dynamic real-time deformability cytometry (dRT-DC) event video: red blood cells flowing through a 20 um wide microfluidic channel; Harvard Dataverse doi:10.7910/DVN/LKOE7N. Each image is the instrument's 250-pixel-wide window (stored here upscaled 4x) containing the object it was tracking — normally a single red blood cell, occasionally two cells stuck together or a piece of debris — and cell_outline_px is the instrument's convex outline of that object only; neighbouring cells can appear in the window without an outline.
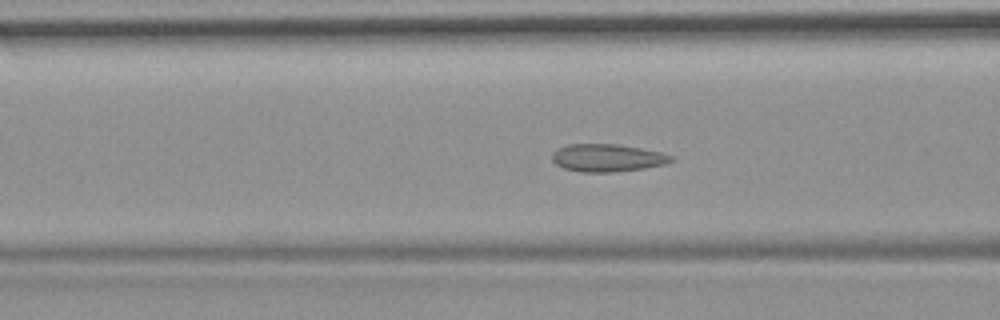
{"species": "common noctule bat (a hibernating species)", "species_latin": "Nyctalus noctula", "temperature_condition": "room temperature", "stored_images_in_passage": 55, "camera_frame_rate_fps": 3000, "um_per_image_px": 0.085, "animal": {"sex": "female", "body_mass_g": 19.9}, "frame": {"image": 1, "passage_image": 22, "time_ms": 7.0, "image_size_px": [1000, 320], "cell_outline_px": [[676, 160], [664, 164], [644, 168], [612, 172], [580, 172], [564, 168], [556, 164], [552, 160], [552, 152], [556, 148], [568, 144], [616, 144], [640, 148], [660, 152], [676, 156]], "centroid_in_image_um": [51.62, 13.41], "position_along_channel_um": 115.0, "area_um2": 19.31}}
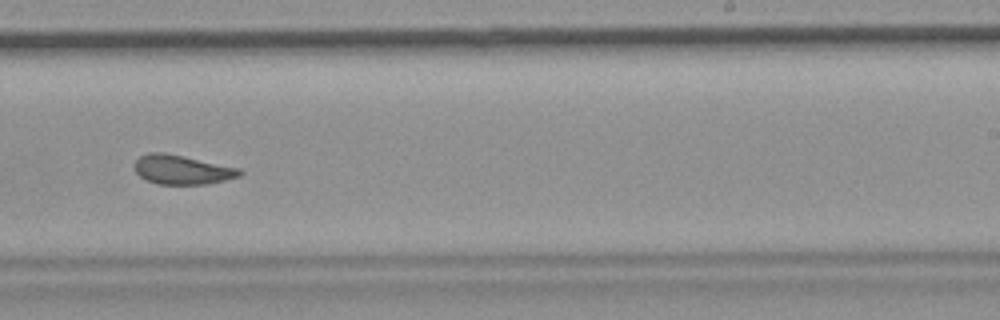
{"frame": {"image": 2, "passage_image": 35, "time_ms": 11.333, "image_size_px": [1000, 320], "cell_outline_px": [[244, 172], [240, 176], [224, 180], [204, 184], [156, 184], [140, 176], [136, 172], [132, 164], [140, 156], [148, 152], [164, 152], [184, 156], [240, 168]], "centroid_in_image_um": [15.45, 14.41], "position_along_channel_um": 273.5, "area_um2": 17.98}}
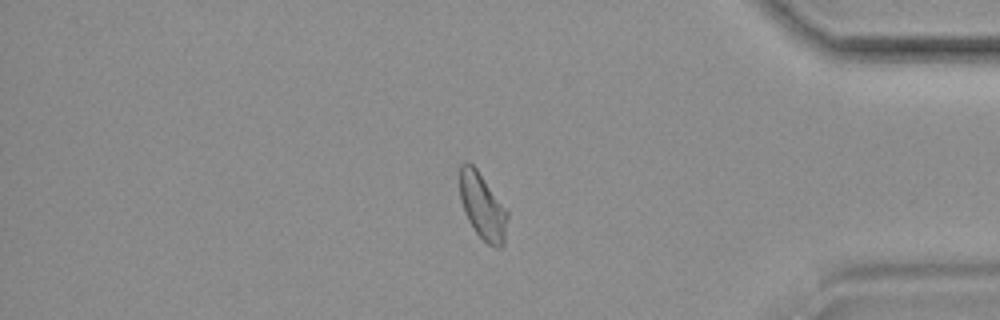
{"frame": {"image": 3, "passage_image": 47, "time_ms": 15.333, "image_size_px": [1000, 320], "cell_outline_px": [[508, 216], [504, 244], [500, 248], [492, 248], [476, 232], [468, 220], [464, 212], [460, 200], [460, 164], [464, 160], [468, 160], [476, 168], [508, 212]], "centroid_in_image_um": [41.0, 17.54], "position_along_channel_um": 394.2, "area_um2": 18.38}, "authors_computed_cell_mechanics": {"area_um2": 19.0162, "velocity_mm_per_s": 3.6764, "shape_relaxation_time_tau1_ms": null, "shape_relaxation_time_tau2_ms": 1.1336, "deformation_change_tau1": null, "deformation_change_tau2": 0.0536}}